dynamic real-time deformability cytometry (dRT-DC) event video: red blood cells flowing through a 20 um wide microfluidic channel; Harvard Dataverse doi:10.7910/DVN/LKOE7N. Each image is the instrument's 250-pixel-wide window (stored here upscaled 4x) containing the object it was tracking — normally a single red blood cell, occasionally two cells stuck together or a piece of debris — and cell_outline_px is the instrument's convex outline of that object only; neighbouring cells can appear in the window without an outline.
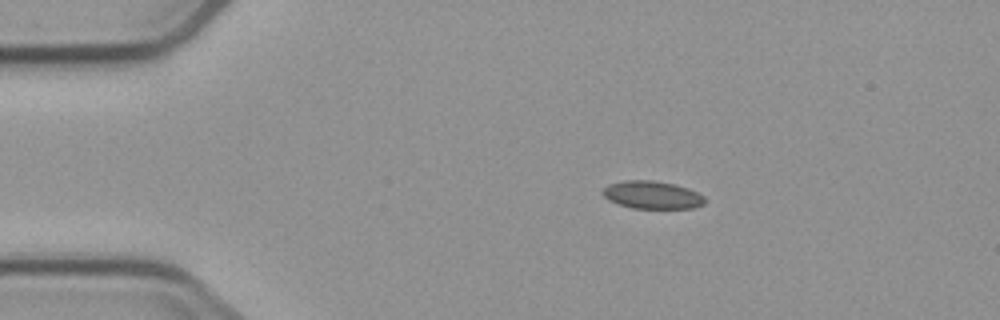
{"species": "common noctule bat (a hibernating species)", "species_latin": "Nyctalus noctula", "temperature_condition": "cold", "stored_images_in_passage": 4, "camera_frame_rate_fps": 3000, "um_per_image_px": 0.085, "animal": {"sex": "male", "body_mass_g": 23.1, "forearm_length_mm": 52.7}, "frame": {"image": 1, "passage_image": 2, "time_ms": 1.333, "image_size_px": [1000, 320], "cell_outline_px": [[704, 204], [692, 208], [632, 208], [608, 200], [600, 192], [608, 184], [624, 180], [652, 180], [676, 184], [688, 188], [704, 196]], "centroid_in_image_um": [55.41, 16.56], "position_along_channel_um": 29.6, "area_um2": 16.53}}
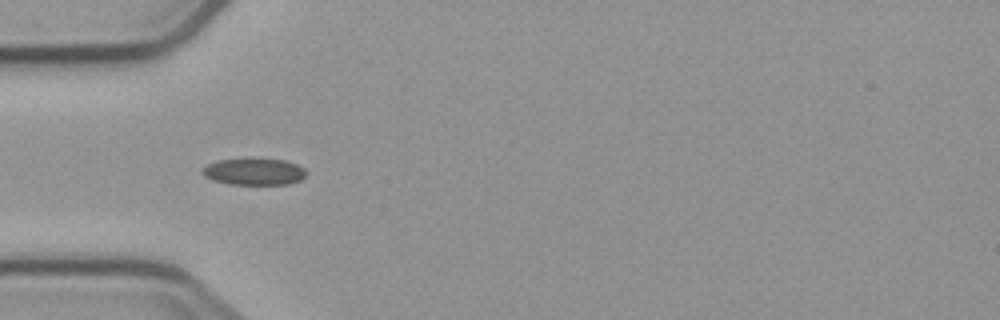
{"frame": {"image": 2, "passage_image": 4, "time_ms": 3.667, "image_size_px": [1000, 320], "cell_outline_px": [[308, 172], [300, 180], [288, 184], [228, 184], [212, 180], [204, 176], [200, 172], [200, 168], [208, 164], [220, 160], [248, 156], [252, 156], [284, 160], [296, 164], [304, 168]], "centroid_in_image_um": [21.56, 14.55], "position_along_channel_um": 63.4, "area_um2": 16.88}}